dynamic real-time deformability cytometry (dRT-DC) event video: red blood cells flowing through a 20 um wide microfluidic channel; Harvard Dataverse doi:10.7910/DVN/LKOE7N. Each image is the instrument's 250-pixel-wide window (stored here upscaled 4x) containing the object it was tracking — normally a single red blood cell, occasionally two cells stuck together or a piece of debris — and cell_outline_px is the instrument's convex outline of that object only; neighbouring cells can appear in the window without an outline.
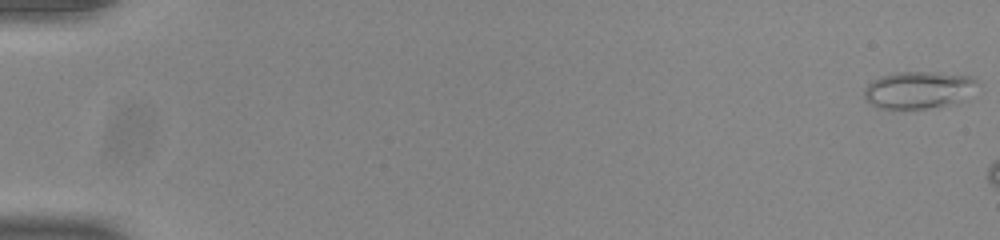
{"species": "common noctule bat (a hibernating species)", "species_latin": "Nyctalus noctula", "temperature_condition": "room temperature", "stored_images_in_passage": 8, "camera_frame_rate_fps": 3000, "um_per_image_px": 0.085, "animal": {"sex": "male", "body_mass_g": 20.0, "forearm_length_mm": 53.3}, "frame": {"image": 1, "passage_image": 1, "time_ms": 0.0, "image_size_px": [1000, 240], "cell_outline_px": [[976, 80], [960, 100], [956, 104], [904, 112], [880, 108], [872, 104], [864, 96], [864, 88], [872, 80], [880, 76], [896, 72], [940, 72], [972, 76]], "centroid_in_image_um": [77.96, 7.68], "position_along_channel_um": 7.0, "area_um2": 24.74}}